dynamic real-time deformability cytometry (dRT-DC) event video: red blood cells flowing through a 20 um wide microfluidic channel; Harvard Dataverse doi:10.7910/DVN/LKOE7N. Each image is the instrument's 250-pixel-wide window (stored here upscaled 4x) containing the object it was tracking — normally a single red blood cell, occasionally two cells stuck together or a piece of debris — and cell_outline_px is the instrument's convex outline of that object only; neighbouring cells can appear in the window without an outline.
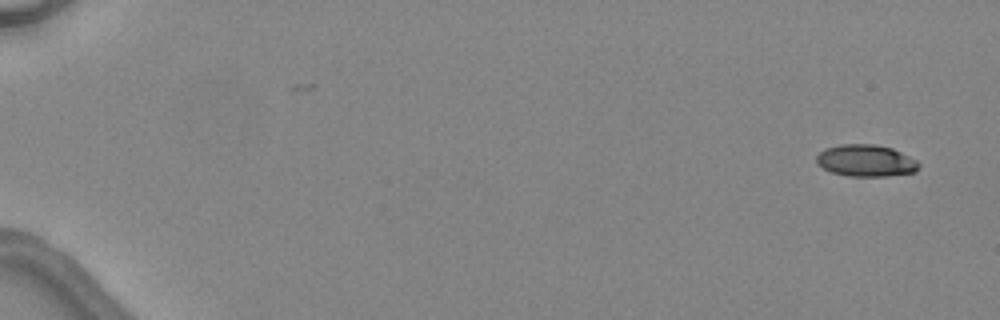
{"species": "common noctule bat (a hibernating species)", "species_latin": "Nyctalus noctula", "temperature_condition": "warm", "stored_images_in_passage": 2, "camera_frame_rate_fps": 3000, "um_per_image_px": 0.085, "animal": {"sex": "female", "body_mass_g": 24.6, "forearm_length_mm": 56.2}, "frame": {"image": 1, "passage_image": 2, "time_ms": 1.333, "image_size_px": [1000, 320], "cell_outline_px": [[920, 164], [916, 172], [888, 176], [848, 176], [832, 172], [816, 164], [816, 156], [824, 148], [840, 144], [872, 144], [892, 148], [916, 160]], "centroid_in_image_um": [73.58, 13.65], "position_along_channel_um": 11.4, "area_um2": 19.02}}